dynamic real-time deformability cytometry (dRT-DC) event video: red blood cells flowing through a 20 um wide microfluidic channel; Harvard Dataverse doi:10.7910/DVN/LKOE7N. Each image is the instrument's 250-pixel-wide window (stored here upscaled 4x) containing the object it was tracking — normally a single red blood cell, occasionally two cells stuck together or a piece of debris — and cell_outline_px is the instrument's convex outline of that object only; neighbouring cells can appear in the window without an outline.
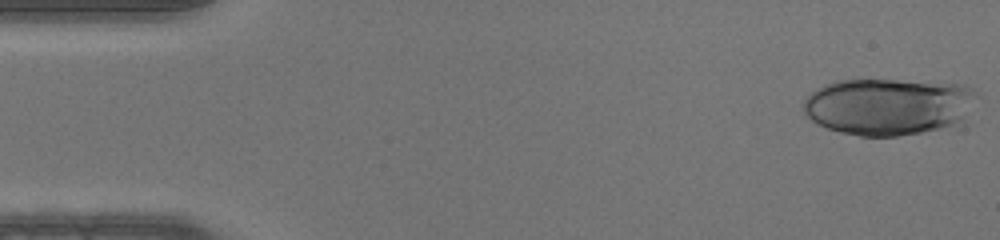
{"species": "human", "species_latin": "Homo sapiens", "temperature_condition": "warm", "stored_images_in_passage": 19, "camera_frame_rate_fps": 3000, "um_per_image_px": 0.085, "donor": {"sex": "male"}, "frame": {"image": 1, "passage_image": 1, "time_ms": 0.0, "image_size_px": [1000, 240], "cell_outline_px": [[984, 96], [960, 120], [952, 124], [940, 128], [920, 132], [896, 136], [860, 136], [840, 132], [816, 124], [804, 112], [804, 100], [812, 92], [824, 84], [836, 80], [896, 80], [964, 84], [980, 92]], "centroid_in_image_um": [75.56, 9.03], "position_along_channel_um": 9.4, "area_um2": 57.74}}
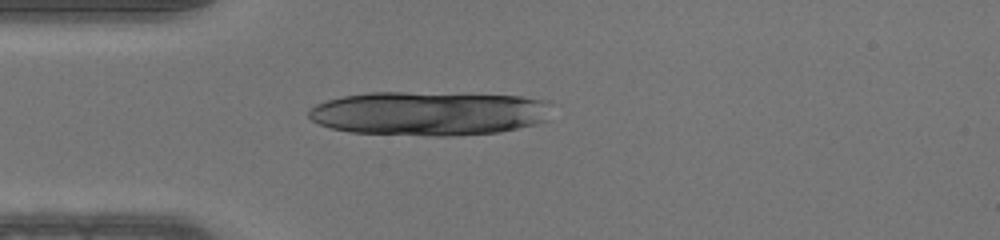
{"frame": {"image": 2, "passage_image": 12, "time_ms": 3.667, "image_size_px": [1000, 240], "cell_outline_px": [[548, 104], [544, 120], [532, 124], [500, 132], [452, 136], [428, 136], [348, 132], [332, 128], [320, 124], [312, 120], [308, 116], [308, 112], [316, 104], [328, 100], [344, 96], [368, 92], [404, 92], [520, 96], [548, 100]], "centroid_in_image_um": [36.4, 9.64], "position_along_channel_um": 48.6, "area_um2": 62.08}}